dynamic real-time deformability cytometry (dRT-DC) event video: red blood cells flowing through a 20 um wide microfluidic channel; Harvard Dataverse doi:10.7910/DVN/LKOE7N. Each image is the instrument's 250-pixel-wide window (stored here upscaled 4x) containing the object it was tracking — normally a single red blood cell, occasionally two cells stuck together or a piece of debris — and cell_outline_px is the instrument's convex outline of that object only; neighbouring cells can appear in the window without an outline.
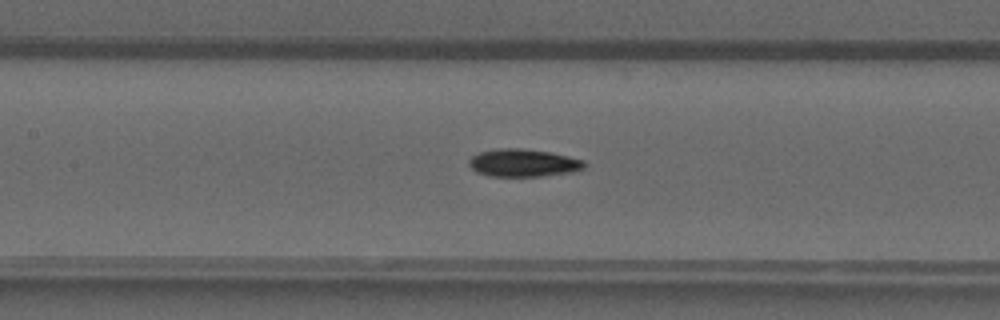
{"species": "common noctule bat (a hibernating species)", "species_latin": "Nyctalus noctula", "temperature_condition": "warm", "stored_images_in_passage": 40, "camera_frame_rate_fps": 3000, "um_per_image_px": 0.085, "animal": {"sex": "male", "forearm_length_mm": 52.5}, "frame": {"image": 1, "passage_image": 16, "time_ms": 5.0, "image_size_px": [1000, 320], "cell_outline_px": [[580, 164], [576, 168], [552, 172], [520, 176], [504, 176], [484, 172], [476, 168], [472, 164], [472, 160], [476, 156], [484, 152], [544, 152], [580, 160]], "centroid_in_image_um": [44.42, 13.87], "position_along_channel_um": 163.0, "area_um2": 14.68}}
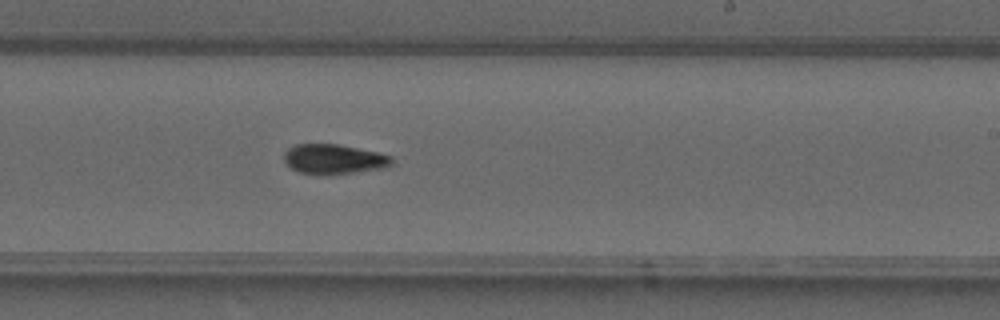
{"frame": {"image": 2, "passage_image": 23, "time_ms": 7.333, "image_size_px": [1000, 320], "cell_outline_px": [[388, 160], [384, 164], [336, 172], [308, 172], [296, 168], [288, 160], [288, 152], [292, 148], [304, 144], [332, 144], [388, 156]], "centroid_in_image_um": [28.24, 13.45], "position_along_channel_um": 260.8, "area_um2": 15.14}}
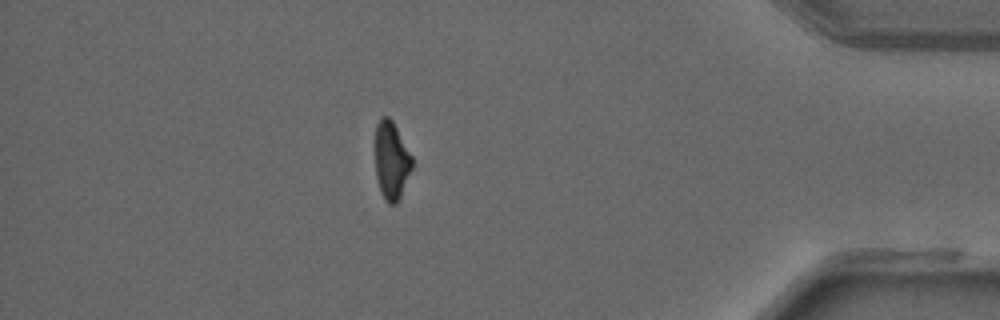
{"frame": {"image": 3, "passage_image": 36, "time_ms": 11.667, "image_size_px": [1000, 320], "cell_outline_px": [[412, 164], [396, 200], [388, 200], [384, 196], [380, 188], [376, 168], [376, 128], [380, 120], [384, 116], [392, 124], [412, 156]], "centroid_in_image_um": [33.25, 13.57], "position_along_channel_um": 402.0, "area_um2": 14.85}, "authors_computed_cell_mechanics": {"area_um2": 14.8546, "velocity_mm_per_s": 4.2084, "shape_relaxation_time_tau1_ms": 5.1456, "shape_relaxation_time_tau2_ms": null, "deformation_change_tau1": 0.1986, "deformation_change_tau2": null}}